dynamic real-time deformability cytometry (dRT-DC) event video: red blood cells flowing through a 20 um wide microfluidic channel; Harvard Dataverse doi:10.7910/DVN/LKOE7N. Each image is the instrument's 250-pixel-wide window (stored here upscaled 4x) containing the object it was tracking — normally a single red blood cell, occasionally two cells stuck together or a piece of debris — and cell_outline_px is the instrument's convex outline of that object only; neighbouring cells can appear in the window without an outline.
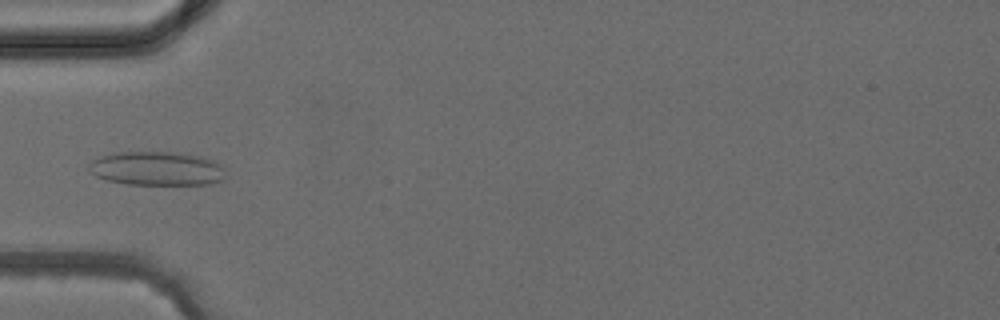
{"species": "common noctule bat (a hibernating species)", "species_latin": "Nyctalus noctula", "temperature_condition": "cold", "stored_images_in_passage": 5, "camera_frame_rate_fps": 3000, "um_per_image_px": 0.085, "animal": {"sex": "female", "body_mass_g": 24.6, "forearm_length_mm": 56.2}, "frame": {"image": 1, "passage_image": 4, "time_ms": 3.667, "image_size_px": [1000, 320], "cell_outline_px": [[224, 180], [212, 184], [128, 184], [108, 180], [96, 176], [88, 172], [88, 164], [92, 160], [100, 156], [112, 152], [184, 152], [216, 160], [224, 168]], "centroid_in_image_um": [13.34, 14.31], "position_along_channel_um": 71.7, "area_um2": 27.46}}